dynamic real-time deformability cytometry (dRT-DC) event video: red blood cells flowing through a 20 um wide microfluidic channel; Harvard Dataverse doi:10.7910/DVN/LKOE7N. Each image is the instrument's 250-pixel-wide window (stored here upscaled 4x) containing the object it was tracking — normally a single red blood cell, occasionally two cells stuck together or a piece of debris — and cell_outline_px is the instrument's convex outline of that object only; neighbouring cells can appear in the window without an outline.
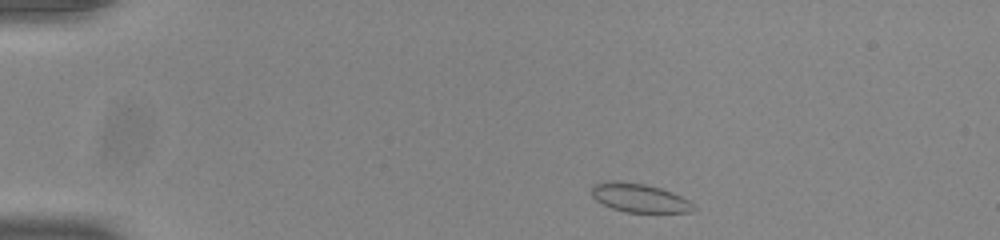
{"species": "common noctule bat (a hibernating species)", "species_latin": "Nyctalus noctula", "temperature_condition": "room temperature", "stored_images_in_passage": 44, "camera_frame_rate_fps": 3000, "um_per_image_px": 0.085, "animal": {"sex": "male", "body_mass_g": 20.0, "forearm_length_mm": 53.3}, "frame": {"image": 1, "passage_image": 1, "time_ms": 0.0, "image_size_px": [1000, 240], "cell_outline_px": [[696, 208], [692, 212], [628, 212], [612, 208], [596, 200], [592, 196], [592, 184], [608, 180], [620, 180], [644, 184], [660, 188], [672, 192], [688, 200]], "centroid_in_image_um": [54.32, 16.8], "position_along_channel_um": 30.7, "area_um2": 17.05}}
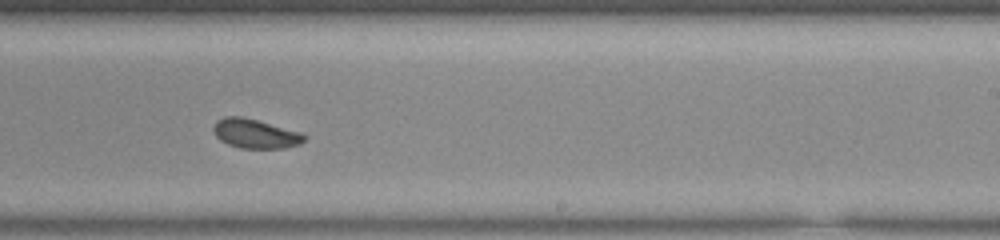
{"frame": {"image": 2, "passage_image": 25, "time_ms": 8.0, "image_size_px": [1000, 240], "cell_outline_px": [[308, 136], [300, 144], [284, 148], [240, 148], [228, 144], [220, 140], [216, 136], [212, 128], [216, 120], [224, 116], [240, 116], [304, 132]], "centroid_in_image_um": [21.72, 11.36], "position_along_channel_um": 267.3, "area_um2": 15.66}}
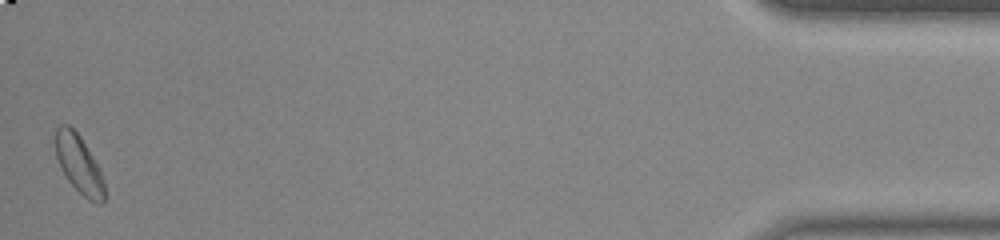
{"frame": {"image": 3, "passage_image": 44, "time_ms": 14.333, "image_size_px": [1000, 240], "cell_outline_px": [[104, 204], [100, 204], [88, 200], [68, 180], [56, 156], [56, 128], [60, 124], [68, 124], [80, 136], [100, 168], [104, 180]], "centroid_in_image_um": [6.74, 13.96], "position_along_channel_um": 428.5, "area_um2": 16.36}, "authors_computed_cell_mechanics": {"area_um2": 15.5482, "velocity_mm_per_s": 3.8667, "shape_relaxation_time_tau1_ms": 6.7267, "shape_relaxation_time_tau2_ms": 2.0367, "deformation_change_tau1": 0.1345, "deformation_change_tau2": 0.0502}}